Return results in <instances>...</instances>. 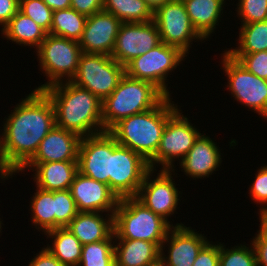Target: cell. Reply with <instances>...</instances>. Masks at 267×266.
I'll list each match as a JSON object with an SVG mask.
<instances>
[{
	"instance_id": "cell-47",
	"label": "cell",
	"mask_w": 267,
	"mask_h": 266,
	"mask_svg": "<svg viewBox=\"0 0 267 266\" xmlns=\"http://www.w3.org/2000/svg\"><path fill=\"white\" fill-rule=\"evenodd\" d=\"M150 266H166L161 260H159L157 263L152 264Z\"/></svg>"
},
{
	"instance_id": "cell-14",
	"label": "cell",
	"mask_w": 267,
	"mask_h": 266,
	"mask_svg": "<svg viewBox=\"0 0 267 266\" xmlns=\"http://www.w3.org/2000/svg\"><path fill=\"white\" fill-rule=\"evenodd\" d=\"M161 43L154 20L149 22L122 23L111 57L122 66L145 54Z\"/></svg>"
},
{
	"instance_id": "cell-32",
	"label": "cell",
	"mask_w": 267,
	"mask_h": 266,
	"mask_svg": "<svg viewBox=\"0 0 267 266\" xmlns=\"http://www.w3.org/2000/svg\"><path fill=\"white\" fill-rule=\"evenodd\" d=\"M220 242L219 266H257L254 248L250 242L225 248Z\"/></svg>"
},
{
	"instance_id": "cell-30",
	"label": "cell",
	"mask_w": 267,
	"mask_h": 266,
	"mask_svg": "<svg viewBox=\"0 0 267 266\" xmlns=\"http://www.w3.org/2000/svg\"><path fill=\"white\" fill-rule=\"evenodd\" d=\"M87 16L73 8L53 11L52 24L48 34L75 41L81 39Z\"/></svg>"
},
{
	"instance_id": "cell-45",
	"label": "cell",
	"mask_w": 267,
	"mask_h": 266,
	"mask_svg": "<svg viewBox=\"0 0 267 266\" xmlns=\"http://www.w3.org/2000/svg\"><path fill=\"white\" fill-rule=\"evenodd\" d=\"M172 0H144V2L155 12L159 7L169 3Z\"/></svg>"
},
{
	"instance_id": "cell-21",
	"label": "cell",
	"mask_w": 267,
	"mask_h": 266,
	"mask_svg": "<svg viewBox=\"0 0 267 266\" xmlns=\"http://www.w3.org/2000/svg\"><path fill=\"white\" fill-rule=\"evenodd\" d=\"M25 169L32 174L35 186L46 191L68 190L78 171V161H56L47 163H26L18 172Z\"/></svg>"
},
{
	"instance_id": "cell-8",
	"label": "cell",
	"mask_w": 267,
	"mask_h": 266,
	"mask_svg": "<svg viewBox=\"0 0 267 266\" xmlns=\"http://www.w3.org/2000/svg\"><path fill=\"white\" fill-rule=\"evenodd\" d=\"M181 108L167 121L156 154L148 161L150 169L161 165L160 170H173V163L181 161L201 134ZM178 159V160H177Z\"/></svg>"
},
{
	"instance_id": "cell-19",
	"label": "cell",
	"mask_w": 267,
	"mask_h": 266,
	"mask_svg": "<svg viewBox=\"0 0 267 266\" xmlns=\"http://www.w3.org/2000/svg\"><path fill=\"white\" fill-rule=\"evenodd\" d=\"M222 153L210 136L201 133L185 157L179 162L181 171L193 180L205 179L218 171L222 163Z\"/></svg>"
},
{
	"instance_id": "cell-25",
	"label": "cell",
	"mask_w": 267,
	"mask_h": 266,
	"mask_svg": "<svg viewBox=\"0 0 267 266\" xmlns=\"http://www.w3.org/2000/svg\"><path fill=\"white\" fill-rule=\"evenodd\" d=\"M1 34L12 43L20 46H30L37 50L48 34L33 19L18 11L13 18L0 28Z\"/></svg>"
},
{
	"instance_id": "cell-5",
	"label": "cell",
	"mask_w": 267,
	"mask_h": 266,
	"mask_svg": "<svg viewBox=\"0 0 267 266\" xmlns=\"http://www.w3.org/2000/svg\"><path fill=\"white\" fill-rule=\"evenodd\" d=\"M161 216L145 207L135 197L121 198L114 212V238L144 240L159 248L172 226Z\"/></svg>"
},
{
	"instance_id": "cell-16",
	"label": "cell",
	"mask_w": 267,
	"mask_h": 266,
	"mask_svg": "<svg viewBox=\"0 0 267 266\" xmlns=\"http://www.w3.org/2000/svg\"><path fill=\"white\" fill-rule=\"evenodd\" d=\"M208 242L204 234L198 233L191 226H172L161 244L160 260L166 266H192ZM164 250L167 251V255Z\"/></svg>"
},
{
	"instance_id": "cell-20",
	"label": "cell",
	"mask_w": 267,
	"mask_h": 266,
	"mask_svg": "<svg viewBox=\"0 0 267 266\" xmlns=\"http://www.w3.org/2000/svg\"><path fill=\"white\" fill-rule=\"evenodd\" d=\"M82 137L54 126L41 140L34 156L27 163L78 161Z\"/></svg>"
},
{
	"instance_id": "cell-3",
	"label": "cell",
	"mask_w": 267,
	"mask_h": 266,
	"mask_svg": "<svg viewBox=\"0 0 267 266\" xmlns=\"http://www.w3.org/2000/svg\"><path fill=\"white\" fill-rule=\"evenodd\" d=\"M172 99L166 96L156 107L120 120L109 132L118 144L148 162L157 152L167 121L180 109Z\"/></svg>"
},
{
	"instance_id": "cell-22",
	"label": "cell",
	"mask_w": 267,
	"mask_h": 266,
	"mask_svg": "<svg viewBox=\"0 0 267 266\" xmlns=\"http://www.w3.org/2000/svg\"><path fill=\"white\" fill-rule=\"evenodd\" d=\"M67 228L82 245L106 240L114 233V213L78 212Z\"/></svg>"
},
{
	"instance_id": "cell-7",
	"label": "cell",
	"mask_w": 267,
	"mask_h": 266,
	"mask_svg": "<svg viewBox=\"0 0 267 266\" xmlns=\"http://www.w3.org/2000/svg\"><path fill=\"white\" fill-rule=\"evenodd\" d=\"M187 55L179 48L160 43L143 55L134 58L125 66V73L135 79L153 83L167 97H171L168 75L185 61Z\"/></svg>"
},
{
	"instance_id": "cell-26",
	"label": "cell",
	"mask_w": 267,
	"mask_h": 266,
	"mask_svg": "<svg viewBox=\"0 0 267 266\" xmlns=\"http://www.w3.org/2000/svg\"><path fill=\"white\" fill-rule=\"evenodd\" d=\"M45 235L52 240L46 248L63 266L79 265L83 245L67 227L50 230Z\"/></svg>"
},
{
	"instance_id": "cell-40",
	"label": "cell",
	"mask_w": 267,
	"mask_h": 266,
	"mask_svg": "<svg viewBox=\"0 0 267 266\" xmlns=\"http://www.w3.org/2000/svg\"><path fill=\"white\" fill-rule=\"evenodd\" d=\"M19 11V0H0V27H4Z\"/></svg>"
},
{
	"instance_id": "cell-9",
	"label": "cell",
	"mask_w": 267,
	"mask_h": 266,
	"mask_svg": "<svg viewBox=\"0 0 267 266\" xmlns=\"http://www.w3.org/2000/svg\"><path fill=\"white\" fill-rule=\"evenodd\" d=\"M221 53L222 71L227 75L231 98L267 120V80L250 73L225 50Z\"/></svg>"
},
{
	"instance_id": "cell-2",
	"label": "cell",
	"mask_w": 267,
	"mask_h": 266,
	"mask_svg": "<svg viewBox=\"0 0 267 266\" xmlns=\"http://www.w3.org/2000/svg\"><path fill=\"white\" fill-rule=\"evenodd\" d=\"M55 110V126L81 137L104 132L102 101L89 90L71 81L59 82L42 90Z\"/></svg>"
},
{
	"instance_id": "cell-33",
	"label": "cell",
	"mask_w": 267,
	"mask_h": 266,
	"mask_svg": "<svg viewBox=\"0 0 267 266\" xmlns=\"http://www.w3.org/2000/svg\"><path fill=\"white\" fill-rule=\"evenodd\" d=\"M78 214L70 190L55 191V229L67 227Z\"/></svg>"
},
{
	"instance_id": "cell-23",
	"label": "cell",
	"mask_w": 267,
	"mask_h": 266,
	"mask_svg": "<svg viewBox=\"0 0 267 266\" xmlns=\"http://www.w3.org/2000/svg\"><path fill=\"white\" fill-rule=\"evenodd\" d=\"M191 23L197 32L206 40L211 39L216 26L221 22V15L226 0H182Z\"/></svg>"
},
{
	"instance_id": "cell-42",
	"label": "cell",
	"mask_w": 267,
	"mask_h": 266,
	"mask_svg": "<svg viewBox=\"0 0 267 266\" xmlns=\"http://www.w3.org/2000/svg\"><path fill=\"white\" fill-rule=\"evenodd\" d=\"M250 240L256 255L257 266H267V242L257 233Z\"/></svg>"
},
{
	"instance_id": "cell-6",
	"label": "cell",
	"mask_w": 267,
	"mask_h": 266,
	"mask_svg": "<svg viewBox=\"0 0 267 266\" xmlns=\"http://www.w3.org/2000/svg\"><path fill=\"white\" fill-rule=\"evenodd\" d=\"M36 52L39 70L45 74L48 81L34 90H43L59 82L71 81L83 53L78 41L51 34L46 35Z\"/></svg>"
},
{
	"instance_id": "cell-43",
	"label": "cell",
	"mask_w": 267,
	"mask_h": 266,
	"mask_svg": "<svg viewBox=\"0 0 267 266\" xmlns=\"http://www.w3.org/2000/svg\"><path fill=\"white\" fill-rule=\"evenodd\" d=\"M259 214V230L257 231V234L265 241L267 242V213L265 211H258Z\"/></svg>"
},
{
	"instance_id": "cell-35",
	"label": "cell",
	"mask_w": 267,
	"mask_h": 266,
	"mask_svg": "<svg viewBox=\"0 0 267 266\" xmlns=\"http://www.w3.org/2000/svg\"><path fill=\"white\" fill-rule=\"evenodd\" d=\"M235 6L241 24L267 20V0H238Z\"/></svg>"
},
{
	"instance_id": "cell-15",
	"label": "cell",
	"mask_w": 267,
	"mask_h": 266,
	"mask_svg": "<svg viewBox=\"0 0 267 266\" xmlns=\"http://www.w3.org/2000/svg\"><path fill=\"white\" fill-rule=\"evenodd\" d=\"M78 171L86 177L109 185V175H111V133L109 131L82 137Z\"/></svg>"
},
{
	"instance_id": "cell-44",
	"label": "cell",
	"mask_w": 267,
	"mask_h": 266,
	"mask_svg": "<svg viewBox=\"0 0 267 266\" xmlns=\"http://www.w3.org/2000/svg\"><path fill=\"white\" fill-rule=\"evenodd\" d=\"M53 11L71 8V0H43Z\"/></svg>"
},
{
	"instance_id": "cell-48",
	"label": "cell",
	"mask_w": 267,
	"mask_h": 266,
	"mask_svg": "<svg viewBox=\"0 0 267 266\" xmlns=\"http://www.w3.org/2000/svg\"><path fill=\"white\" fill-rule=\"evenodd\" d=\"M2 221H3V220H1V218H0V234L2 233L1 231H2V228H3V227H2V224H3ZM0 236H1V235H0Z\"/></svg>"
},
{
	"instance_id": "cell-17",
	"label": "cell",
	"mask_w": 267,
	"mask_h": 266,
	"mask_svg": "<svg viewBox=\"0 0 267 266\" xmlns=\"http://www.w3.org/2000/svg\"><path fill=\"white\" fill-rule=\"evenodd\" d=\"M122 22L104 10L87 17L81 39L83 53L111 56Z\"/></svg>"
},
{
	"instance_id": "cell-13",
	"label": "cell",
	"mask_w": 267,
	"mask_h": 266,
	"mask_svg": "<svg viewBox=\"0 0 267 266\" xmlns=\"http://www.w3.org/2000/svg\"><path fill=\"white\" fill-rule=\"evenodd\" d=\"M156 171L158 170L150 169L145 174L135 198L171 225L172 221L170 222L168 219L175 212L177 213V206L182 197L179 194L183 193L178 190L175 179H173L174 175L176 174V177L178 173H174L173 170H159L155 177Z\"/></svg>"
},
{
	"instance_id": "cell-29",
	"label": "cell",
	"mask_w": 267,
	"mask_h": 266,
	"mask_svg": "<svg viewBox=\"0 0 267 266\" xmlns=\"http://www.w3.org/2000/svg\"><path fill=\"white\" fill-rule=\"evenodd\" d=\"M238 45L225 50L228 54H249L267 51V20L240 24Z\"/></svg>"
},
{
	"instance_id": "cell-10",
	"label": "cell",
	"mask_w": 267,
	"mask_h": 266,
	"mask_svg": "<svg viewBox=\"0 0 267 266\" xmlns=\"http://www.w3.org/2000/svg\"><path fill=\"white\" fill-rule=\"evenodd\" d=\"M125 67L109 55L82 53L71 82L103 101L117 87Z\"/></svg>"
},
{
	"instance_id": "cell-31",
	"label": "cell",
	"mask_w": 267,
	"mask_h": 266,
	"mask_svg": "<svg viewBox=\"0 0 267 266\" xmlns=\"http://www.w3.org/2000/svg\"><path fill=\"white\" fill-rule=\"evenodd\" d=\"M114 233L106 240L84 244L78 266H115Z\"/></svg>"
},
{
	"instance_id": "cell-38",
	"label": "cell",
	"mask_w": 267,
	"mask_h": 266,
	"mask_svg": "<svg viewBox=\"0 0 267 266\" xmlns=\"http://www.w3.org/2000/svg\"><path fill=\"white\" fill-rule=\"evenodd\" d=\"M220 242L209 241L199 252L192 266H219Z\"/></svg>"
},
{
	"instance_id": "cell-39",
	"label": "cell",
	"mask_w": 267,
	"mask_h": 266,
	"mask_svg": "<svg viewBox=\"0 0 267 266\" xmlns=\"http://www.w3.org/2000/svg\"><path fill=\"white\" fill-rule=\"evenodd\" d=\"M103 4L104 0H71V8L87 17L102 11Z\"/></svg>"
},
{
	"instance_id": "cell-1",
	"label": "cell",
	"mask_w": 267,
	"mask_h": 266,
	"mask_svg": "<svg viewBox=\"0 0 267 266\" xmlns=\"http://www.w3.org/2000/svg\"><path fill=\"white\" fill-rule=\"evenodd\" d=\"M21 99L11 114L4 117L0 129V160L12 179L55 126L53 104L42 90H33Z\"/></svg>"
},
{
	"instance_id": "cell-27",
	"label": "cell",
	"mask_w": 267,
	"mask_h": 266,
	"mask_svg": "<svg viewBox=\"0 0 267 266\" xmlns=\"http://www.w3.org/2000/svg\"><path fill=\"white\" fill-rule=\"evenodd\" d=\"M31 197L30 209L32 225L45 234L55 229V191H46L36 186Z\"/></svg>"
},
{
	"instance_id": "cell-24",
	"label": "cell",
	"mask_w": 267,
	"mask_h": 266,
	"mask_svg": "<svg viewBox=\"0 0 267 266\" xmlns=\"http://www.w3.org/2000/svg\"><path fill=\"white\" fill-rule=\"evenodd\" d=\"M115 266H150L160 260V248L144 240L115 239Z\"/></svg>"
},
{
	"instance_id": "cell-34",
	"label": "cell",
	"mask_w": 267,
	"mask_h": 266,
	"mask_svg": "<svg viewBox=\"0 0 267 266\" xmlns=\"http://www.w3.org/2000/svg\"><path fill=\"white\" fill-rule=\"evenodd\" d=\"M19 11L33 19L47 33L50 32L53 10L43 0H19Z\"/></svg>"
},
{
	"instance_id": "cell-18",
	"label": "cell",
	"mask_w": 267,
	"mask_h": 266,
	"mask_svg": "<svg viewBox=\"0 0 267 266\" xmlns=\"http://www.w3.org/2000/svg\"><path fill=\"white\" fill-rule=\"evenodd\" d=\"M78 212L114 213L119 198L106 185L78 172L70 186Z\"/></svg>"
},
{
	"instance_id": "cell-37",
	"label": "cell",
	"mask_w": 267,
	"mask_h": 266,
	"mask_svg": "<svg viewBox=\"0 0 267 266\" xmlns=\"http://www.w3.org/2000/svg\"><path fill=\"white\" fill-rule=\"evenodd\" d=\"M252 183L249 186L250 198L254 203L262 205L259 211H265L267 209V165L264 164L258 168Z\"/></svg>"
},
{
	"instance_id": "cell-12",
	"label": "cell",
	"mask_w": 267,
	"mask_h": 266,
	"mask_svg": "<svg viewBox=\"0 0 267 266\" xmlns=\"http://www.w3.org/2000/svg\"><path fill=\"white\" fill-rule=\"evenodd\" d=\"M154 21L161 42L179 48L187 56L193 42L204 43L205 39L191 23L182 0H172L159 7L154 12Z\"/></svg>"
},
{
	"instance_id": "cell-41",
	"label": "cell",
	"mask_w": 267,
	"mask_h": 266,
	"mask_svg": "<svg viewBox=\"0 0 267 266\" xmlns=\"http://www.w3.org/2000/svg\"><path fill=\"white\" fill-rule=\"evenodd\" d=\"M29 260L28 266H63L46 247H42L36 256Z\"/></svg>"
},
{
	"instance_id": "cell-28",
	"label": "cell",
	"mask_w": 267,
	"mask_h": 266,
	"mask_svg": "<svg viewBox=\"0 0 267 266\" xmlns=\"http://www.w3.org/2000/svg\"><path fill=\"white\" fill-rule=\"evenodd\" d=\"M103 10L113 14L122 23L154 20V12L144 0H104Z\"/></svg>"
},
{
	"instance_id": "cell-46",
	"label": "cell",
	"mask_w": 267,
	"mask_h": 266,
	"mask_svg": "<svg viewBox=\"0 0 267 266\" xmlns=\"http://www.w3.org/2000/svg\"><path fill=\"white\" fill-rule=\"evenodd\" d=\"M9 176L10 174L3 168L2 162L0 160V179H2V181L4 180L5 182V180H9Z\"/></svg>"
},
{
	"instance_id": "cell-36",
	"label": "cell",
	"mask_w": 267,
	"mask_h": 266,
	"mask_svg": "<svg viewBox=\"0 0 267 266\" xmlns=\"http://www.w3.org/2000/svg\"><path fill=\"white\" fill-rule=\"evenodd\" d=\"M229 55L242 64L250 73L267 80V51Z\"/></svg>"
},
{
	"instance_id": "cell-4",
	"label": "cell",
	"mask_w": 267,
	"mask_h": 266,
	"mask_svg": "<svg viewBox=\"0 0 267 266\" xmlns=\"http://www.w3.org/2000/svg\"><path fill=\"white\" fill-rule=\"evenodd\" d=\"M166 95L153 83L126 73L113 92L102 101V123L109 131L120 120L156 107Z\"/></svg>"
},
{
	"instance_id": "cell-11",
	"label": "cell",
	"mask_w": 267,
	"mask_h": 266,
	"mask_svg": "<svg viewBox=\"0 0 267 266\" xmlns=\"http://www.w3.org/2000/svg\"><path fill=\"white\" fill-rule=\"evenodd\" d=\"M149 170L148 162L140 154L118 144L111 134L109 187L119 199L135 197Z\"/></svg>"
}]
</instances>
